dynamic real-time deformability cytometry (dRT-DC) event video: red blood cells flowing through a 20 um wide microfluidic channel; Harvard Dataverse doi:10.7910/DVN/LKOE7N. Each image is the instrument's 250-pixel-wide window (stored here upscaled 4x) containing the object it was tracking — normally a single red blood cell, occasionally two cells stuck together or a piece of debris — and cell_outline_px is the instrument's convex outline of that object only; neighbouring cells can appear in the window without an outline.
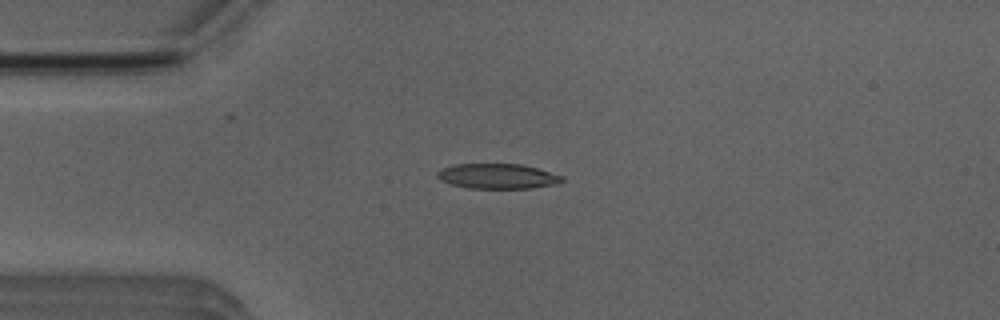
{"species": "Egyptian fruit bat (a non-hibernating species)", "species_latin": "Rousettus aegyptiacus", "temperature_condition": "room temperature", "stored_images_in_passage": 4, "camera_frame_rate_fps": 3000, "um_per_image_px": 0.085, "animal": {"sex": "male"}, "frame": {"image": 1, "passage_image": 3, "time_ms": 2.333, "image_size_px": [1000, 320], "cell_outline_px": [[564, 180], [560, 184], [528, 188], [468, 188], [452, 184], [440, 180], [436, 176], [436, 172], [444, 168], [456, 164], [520, 164], [536, 168], [564, 176]], "centroid_in_image_um": [42.32, 14.98], "position_along_channel_um": 42.7, "area_um2": 18.15}}
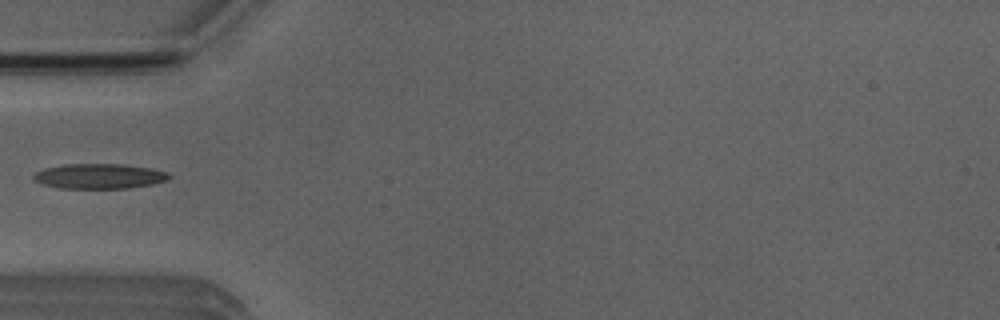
{"frame": {"image": 2, "passage_image": 4, "time_ms": 3.667, "image_size_px": [1000, 320], "cell_outline_px": [[172, 176], [168, 180], [152, 184], [128, 188], [60, 188], [44, 184], [36, 180], [32, 176], [36, 172], [44, 168], [64, 164], [120, 164], [152, 168], [168, 172]], "centroid_in_image_um": [8.48, 14.97], "position_along_channel_um": 76.5, "area_um2": 19.71}}